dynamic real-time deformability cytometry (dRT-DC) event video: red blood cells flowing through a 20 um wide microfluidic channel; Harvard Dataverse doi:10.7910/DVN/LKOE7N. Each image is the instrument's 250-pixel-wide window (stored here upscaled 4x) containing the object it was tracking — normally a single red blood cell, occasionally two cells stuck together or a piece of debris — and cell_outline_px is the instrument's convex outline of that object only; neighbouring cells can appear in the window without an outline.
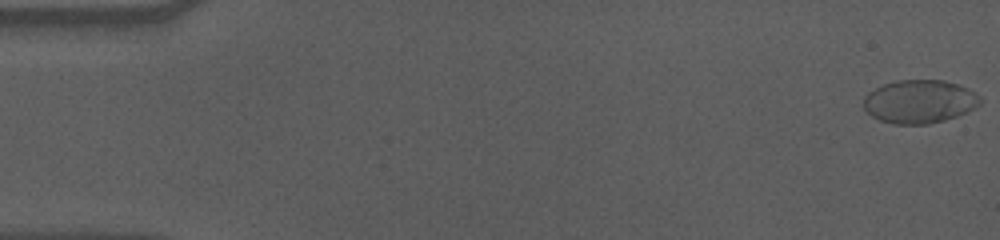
{"species": "human", "species_latin": "Homo sapiens", "temperature_condition": "cold", "stored_images_in_passage": 58, "camera_frame_rate_fps": 3000, "um_per_image_px": 0.085, "donor": {"sex": "male"}, "frame": {"image": 1, "passage_image": 1, "time_ms": 0.0, "image_size_px": [1000, 240], "cell_outline_px": [[980, 104], [968, 112], [944, 120], [928, 124], [892, 124], [880, 120], [872, 116], [864, 108], [864, 96], [868, 92], [884, 84], [900, 80], [944, 80], [960, 84], [968, 88], [980, 96]], "centroid_in_image_um": [78.17, 8.63], "position_along_channel_um": 6.8, "area_um2": 29.48}}
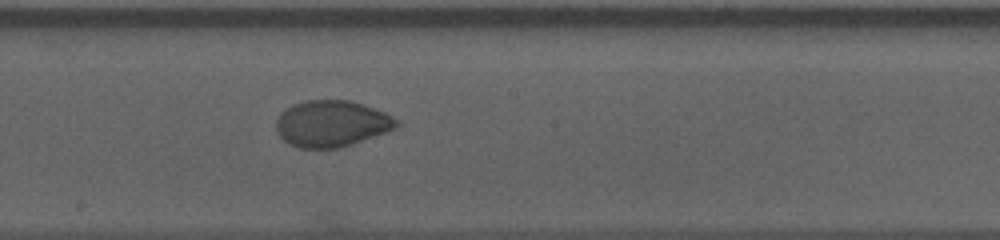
{"frame": {"image": 2, "passage_image": 32, "time_ms": 10.333, "image_size_px": [1000, 240], "cell_outline_px": [[400, 124], [396, 128], [352, 144], [340, 148], [300, 148], [288, 144], [280, 136], [276, 128], [276, 120], [280, 112], [292, 104], [304, 100], [352, 100], [364, 104], [384, 112], [392, 116]], "centroid_in_image_um": [28.16, 10.5], "position_along_channel_um": 220.0, "area_um2": 32.66}}
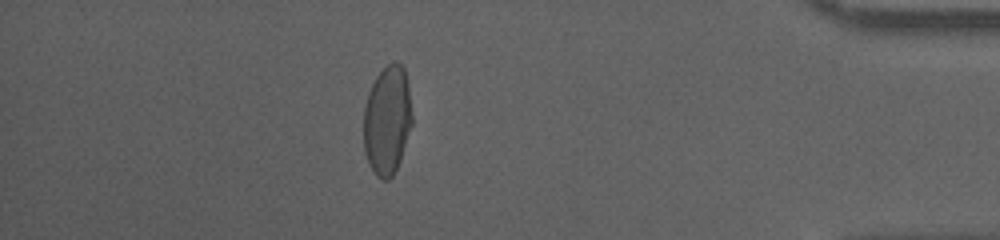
{"frame": {"image": 3, "passage_image": 51, "time_ms": 16.667, "image_size_px": [1000, 240], "cell_outline_px": [[412, 124], [400, 160], [392, 176], [388, 180], [380, 180], [376, 176], [364, 152], [364, 104], [368, 92], [376, 76], [388, 64], [396, 60], [404, 68], [408, 84], [412, 112]], "centroid_in_image_um": [32.91, 10.2], "position_along_channel_um": 402.3, "area_um2": 30.87}, "authors_computed_cell_mechanics": {"area_um2": 31.8189, "velocity_mm_per_s": 3.556, "shape_relaxation_time_tau1_ms": 7.4614, "shape_relaxation_time_tau2_ms": 0.9169, "deformation_change_tau1": 0.195, "deformation_change_tau2": 0.0381}}